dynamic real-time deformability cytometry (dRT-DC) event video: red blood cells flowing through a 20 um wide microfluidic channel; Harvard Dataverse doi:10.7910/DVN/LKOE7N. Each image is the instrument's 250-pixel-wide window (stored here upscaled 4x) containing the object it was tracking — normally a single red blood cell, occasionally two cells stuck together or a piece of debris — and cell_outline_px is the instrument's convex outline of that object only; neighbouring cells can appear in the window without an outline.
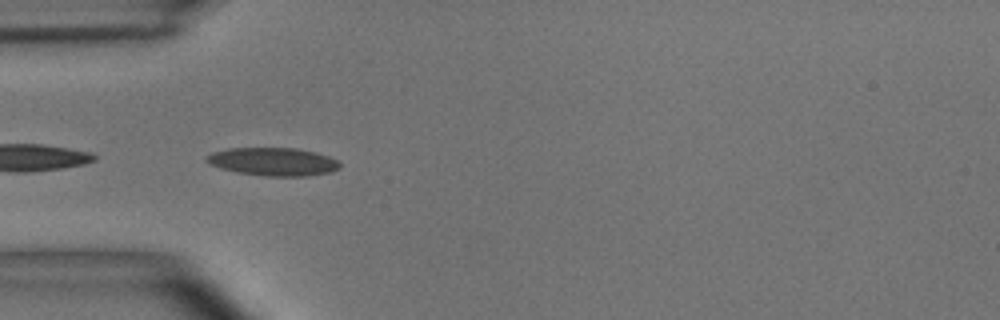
{"species": "common noctule bat (a hibernating species)", "species_latin": "Nyctalus noctula", "temperature_condition": "room temperature", "stored_images_in_passage": 14, "camera_frame_rate_fps": 3000, "um_per_image_px": 0.085, "animal": {"sex": "male", "body_mass_g": 15.6}, "frame": {"image": 1, "passage_image": 1, "time_ms": 0.0, "image_size_px": [1000, 320], "cell_outline_px": [[340, 168], [332, 172], [308, 176], [264, 176], [236, 172], [220, 168], [204, 160], [204, 156], [212, 152], [228, 148], [296, 148], [316, 152], [340, 160]], "centroid_in_image_um": [23.23, 13.74], "position_along_channel_um": 61.8, "area_um2": 22.08}}
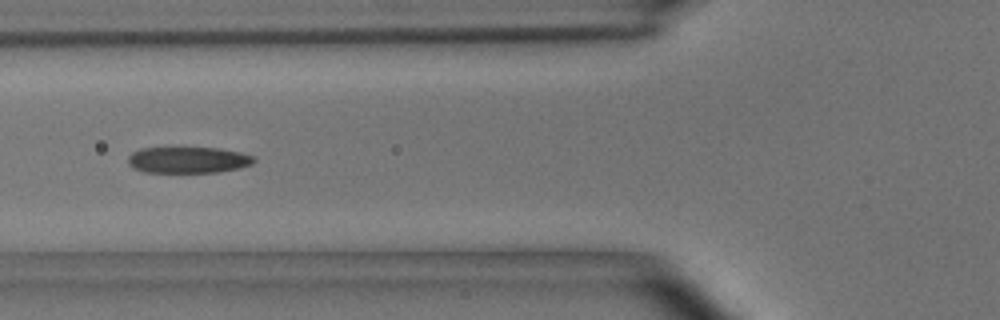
{"frame": {"image": 2, "passage_image": 5, "time_ms": 1.333, "image_size_px": [1000, 320], "cell_outline_px": [[256, 160], [252, 164], [240, 168], [220, 172], [144, 172], [132, 168], [128, 164], [128, 156], [132, 152], [140, 148], [216, 148], [240, 152], [252, 156]], "centroid_in_image_um": [15.96, 13.6], "position_along_channel_um": 109.8, "area_um2": 19.31}}